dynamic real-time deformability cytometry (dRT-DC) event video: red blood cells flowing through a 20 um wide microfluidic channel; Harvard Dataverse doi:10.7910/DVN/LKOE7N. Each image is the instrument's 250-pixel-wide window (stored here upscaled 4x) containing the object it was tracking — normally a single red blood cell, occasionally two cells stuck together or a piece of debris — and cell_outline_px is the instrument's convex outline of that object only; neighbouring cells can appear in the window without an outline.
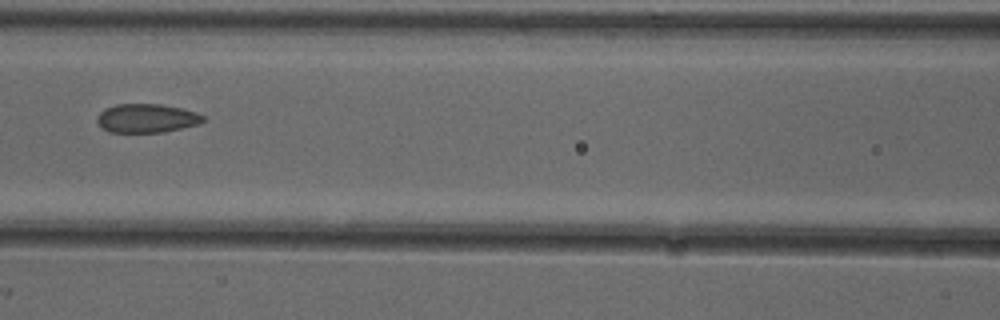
{"species": "common noctule bat (a hibernating species)", "species_latin": "Nyctalus noctula", "temperature_condition": "cold", "stored_images_in_passage": 4, "camera_frame_rate_fps": 3000, "um_per_image_px": 0.085, "animal": {"sex": "female"}, "frame": {"image": 1, "passage_image": 3, "time_ms": 0.667, "image_size_px": [1000, 320], "cell_outline_px": [[204, 120], [200, 124], [164, 132], [108, 132], [96, 120], [96, 116], [104, 108], [116, 104], [160, 104], [180, 108], [196, 112], [204, 116]], "centroid_in_image_um": [12.46, 10.05], "position_along_channel_um": 154.1, "area_um2": 17.8}}
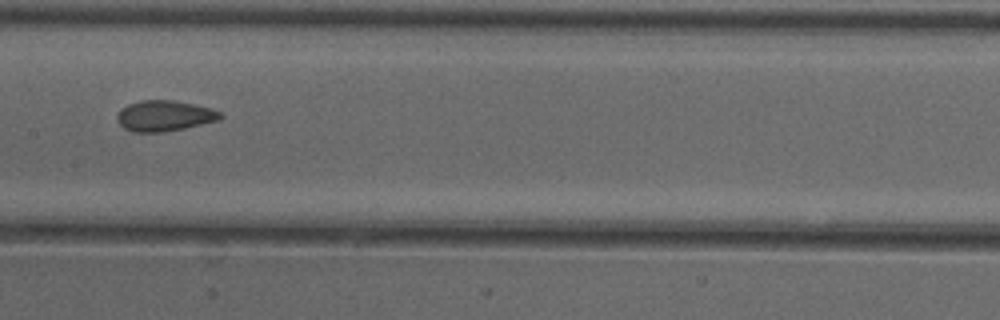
{"frame": {"image": 2, "passage_image": 4, "time_ms": 1.0, "image_size_px": [1000, 320], "cell_outline_px": [[224, 116], [220, 120], [184, 128], [164, 132], [132, 132], [124, 128], [116, 120], [116, 116], [120, 108], [128, 104], [140, 100], [172, 100], [212, 108], [220, 112]], "centroid_in_image_um": [13.96, 9.84], "position_along_channel_um": 193.4, "area_um2": 18.61}}